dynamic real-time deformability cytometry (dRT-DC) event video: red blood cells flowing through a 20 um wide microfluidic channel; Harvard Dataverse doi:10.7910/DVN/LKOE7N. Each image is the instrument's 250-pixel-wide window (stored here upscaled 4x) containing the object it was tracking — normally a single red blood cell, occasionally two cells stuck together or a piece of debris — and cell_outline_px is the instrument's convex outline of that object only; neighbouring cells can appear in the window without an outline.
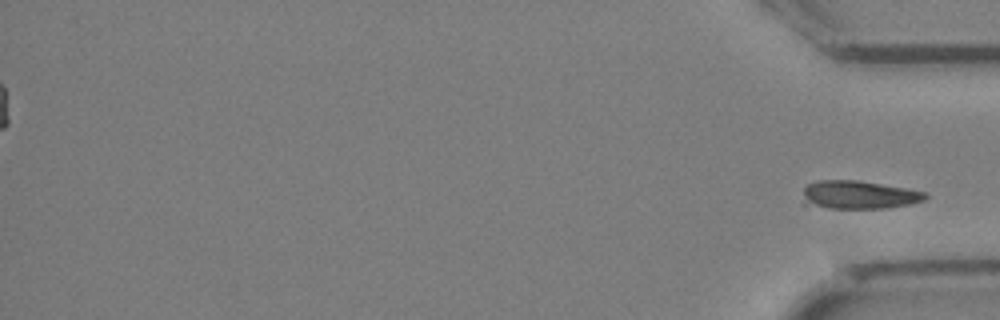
{"species": "Egyptian fruit bat (a non-hibernating species)", "species_latin": "Rousettus aegyptiacus", "temperature_condition": "cold", "stored_images_in_passage": 31, "segment_of_instrument_passage": [2, 2], "camera_frame_rate_fps": 3000, "um_per_image_px": 0.085, "animal": {"sex": "female"}, "frame": {"image": 1, "passage_image": 31, "time_ms": 10.0, "image_size_px": [1000, 320], "cell_outline_px": [[928, 196], [924, 200], [908, 204], [884, 208], [828, 208], [804, 204], [804, 188], [808, 184], [816, 180], [856, 180], [928, 192]], "centroid_in_image_um": [72.98, 16.56], "position_along_channel_um": 362.2, "area_um2": 20.0}}